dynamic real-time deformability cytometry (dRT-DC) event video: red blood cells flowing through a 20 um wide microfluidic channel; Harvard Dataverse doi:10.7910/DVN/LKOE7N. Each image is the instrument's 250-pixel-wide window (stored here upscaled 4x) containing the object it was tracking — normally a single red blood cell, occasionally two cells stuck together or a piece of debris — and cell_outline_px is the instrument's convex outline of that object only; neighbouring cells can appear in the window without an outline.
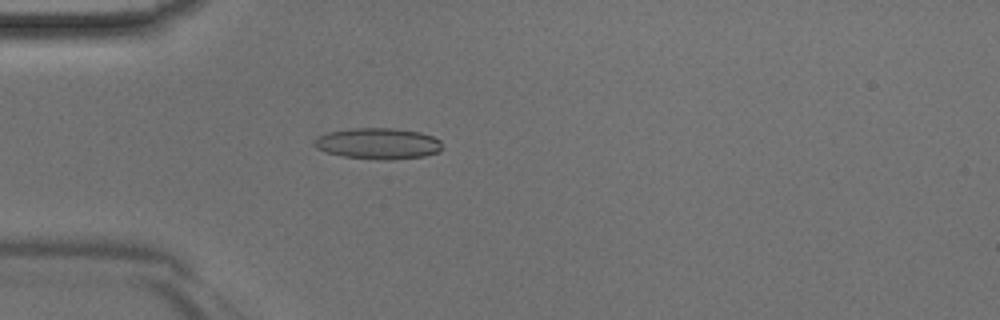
{"species": "Egyptian fruit bat (a non-hibernating species)", "species_latin": "Rousettus aegyptiacus", "temperature_condition": "room temperature", "stored_images_in_passage": 45, "camera_frame_rate_fps": 3000, "um_per_image_px": 0.085, "animal": {"sex": "male"}, "frame": {"image": 1, "passage_image": 13, "time_ms": 4.0, "image_size_px": [1000, 320], "cell_outline_px": [[444, 148], [440, 152], [424, 156], [392, 160], [384, 160], [344, 156], [324, 152], [316, 148], [312, 144], [312, 140], [316, 136], [328, 132], [352, 128], [392, 128], [420, 132], [432, 136], [440, 140]], "centroid_in_image_um": [32.12, 12.2], "position_along_channel_um": 52.9, "area_um2": 23.52}}
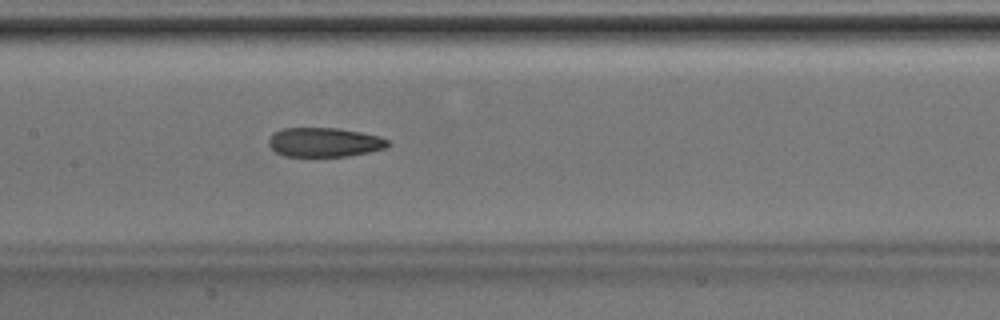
{"frame": {"image": 2, "passage_image": 22, "time_ms": 7.0, "image_size_px": [1000, 320], "cell_outline_px": [[392, 144], [384, 148], [368, 152], [348, 156], [284, 156], [276, 152], [268, 144], [268, 140], [272, 132], [284, 128], [336, 128], [360, 132], [380, 136], [388, 140]], "centroid_in_image_um": [27.56, 12.09], "position_along_channel_um": 179.8, "area_um2": 20.35}}
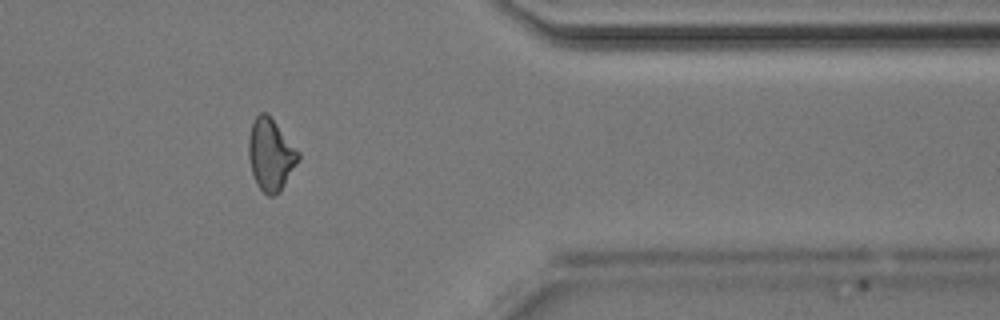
{"frame": {"image": 3, "passage_image": 37, "time_ms": 12.0, "image_size_px": [1000, 320], "cell_outline_px": [[300, 160], [280, 192], [272, 196], [268, 196], [256, 184], [252, 172], [248, 156], [248, 136], [252, 124], [256, 116], [260, 112], [268, 112], [300, 152]], "centroid_in_image_um": [23.02, 13.13], "position_along_channel_um": 388.4, "area_um2": 21.15}}